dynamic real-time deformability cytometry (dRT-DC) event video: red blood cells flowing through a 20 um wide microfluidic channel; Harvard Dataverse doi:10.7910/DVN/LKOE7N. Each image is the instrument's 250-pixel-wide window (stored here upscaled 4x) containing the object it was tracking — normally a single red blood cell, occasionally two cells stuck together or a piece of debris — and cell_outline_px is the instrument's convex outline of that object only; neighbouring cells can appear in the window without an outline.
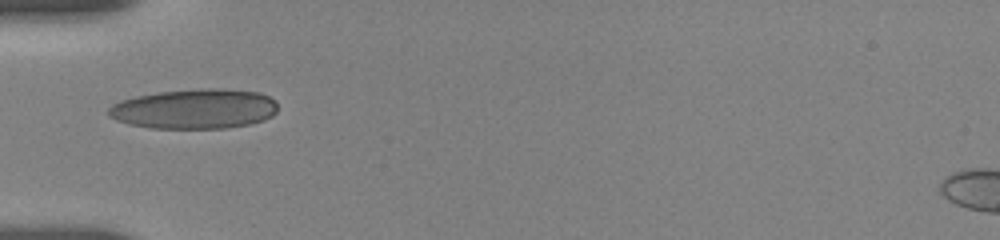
{"species": "human", "species_latin": "Homo sapiens", "temperature_condition": "room temperature", "stored_images_in_passage": 39, "camera_frame_rate_fps": 3000, "um_per_image_px": 0.085, "donor": {"sex": "female"}, "frame": {"image": 1, "passage_image": 1, "time_ms": 0.0, "image_size_px": [1000, 240], "cell_outline_px": [[276, 112], [272, 116], [264, 120], [248, 124], [224, 128], [152, 128], [128, 124], [116, 120], [108, 116], [108, 108], [112, 104], [120, 100], [136, 96], [160, 92], [200, 88], [220, 88], [260, 92], [276, 100]], "centroid_in_image_um": [16.53, 9.25], "position_along_channel_um": 68.5, "area_um2": 39.48}}
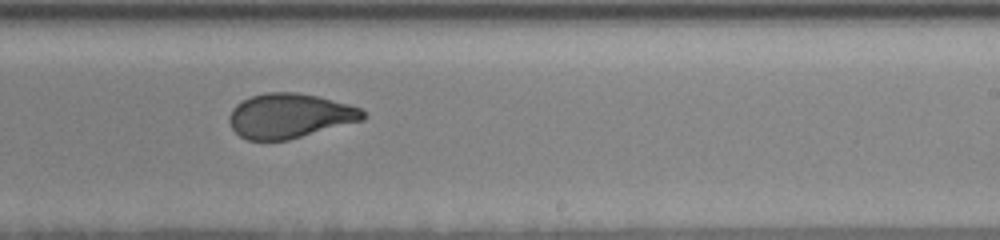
{"frame": {"image": 2, "passage_image": 19, "time_ms": 5.333, "image_size_px": [1000, 240], "cell_outline_px": [[364, 120], [288, 140], [248, 140], [240, 136], [232, 128], [228, 120], [228, 116], [232, 108], [236, 104], [252, 96], [264, 92], [296, 92], [316, 96], [348, 104], [360, 108], [364, 112]], "centroid_in_image_um": [24.6, 9.85], "position_along_channel_um": 264.4, "area_um2": 34.68}}
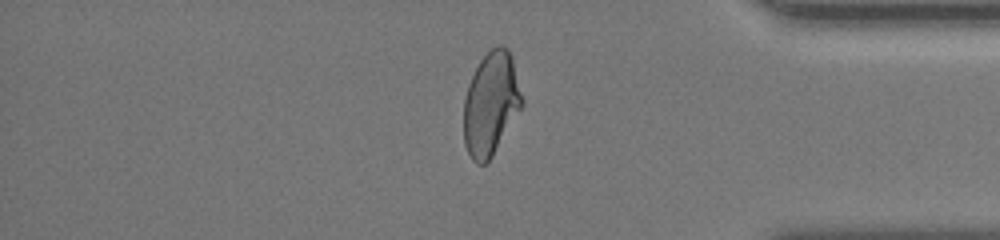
{"frame": {"image": 3, "passage_image": 32, "time_ms": 9.333, "image_size_px": [1000, 240], "cell_outline_px": [[524, 104], [492, 156], [484, 164], [476, 164], [472, 160], [464, 144], [464, 100], [468, 84], [480, 60], [496, 44], [504, 44], [508, 48], [512, 56], [524, 100]], "centroid_in_image_um": [41.74, 8.79], "position_along_channel_um": 393.5, "area_um2": 35.2}, "authors_computed_cell_mechanics": {"area_um2": 35.6626, "velocity_mm_per_s": 3.6816, "shape_relaxation_time_tau1_ms": 7.8822, "shape_relaxation_time_tau2_ms": 0.9427, "deformation_change_tau1": 0.2018, "deformation_change_tau2": 0.0699}}